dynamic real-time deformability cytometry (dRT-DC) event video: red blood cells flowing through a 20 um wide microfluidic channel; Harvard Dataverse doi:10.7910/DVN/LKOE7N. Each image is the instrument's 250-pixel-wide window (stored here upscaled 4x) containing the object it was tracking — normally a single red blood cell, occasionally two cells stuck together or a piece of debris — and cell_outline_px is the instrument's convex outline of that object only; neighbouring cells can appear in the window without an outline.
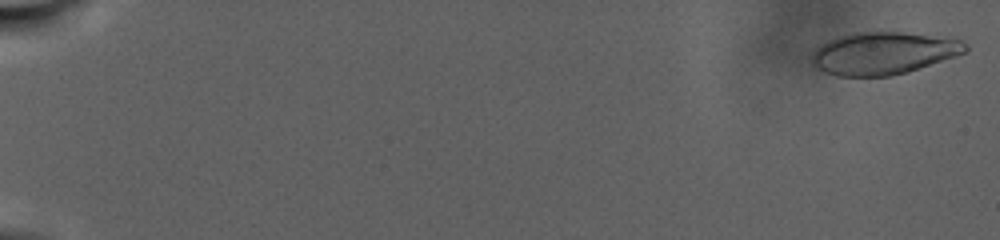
{"species": "human", "species_latin": "Homo sapiens", "temperature_condition": "warm", "stored_images_in_passage": 61, "camera_frame_rate_fps": 3000, "um_per_image_px": 0.085, "donor": {"sex": "male"}, "frame": {"image": 1, "passage_image": 2, "time_ms": 0.333, "image_size_px": [1000, 240], "cell_outline_px": [[968, 52], [908, 72], [892, 76], [836, 76], [824, 72], [816, 68], [812, 64], [812, 52], [816, 48], [828, 40], [836, 36], [852, 32], [900, 32], [960, 40], [968, 44]], "centroid_in_image_um": [75.05, 4.53], "position_along_channel_um": 9.9, "area_um2": 38.03}}
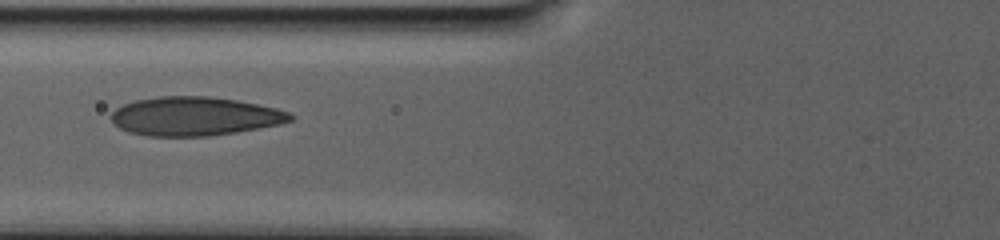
{"frame": {"image": 2, "passage_image": 34, "time_ms": 14.667, "image_size_px": [1000, 240], "cell_outline_px": [[296, 116], [292, 120], [280, 124], [260, 128], [236, 132], [208, 136], [148, 136], [128, 132], [120, 128], [112, 120], [112, 112], [116, 108], [124, 104], [136, 100], [160, 96], [208, 96], [236, 100], [276, 108], [288, 112]], "centroid_in_image_um": [16.56, 9.88], "position_along_channel_um": 109.2, "area_um2": 40.4}}
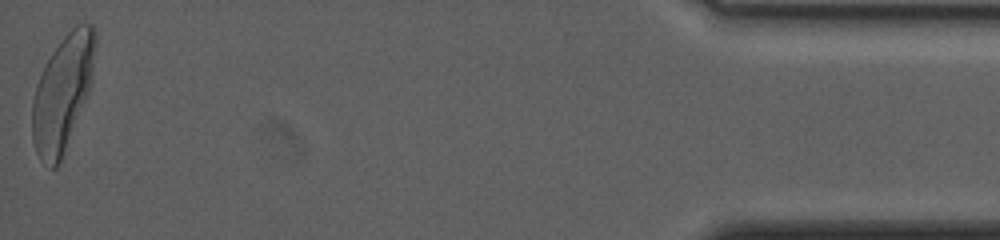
{"frame": {"image": 3, "passage_image": 61, "time_ms": 33.0, "image_size_px": [1000, 240], "cell_outline_px": [[96, 44], [92, 84], [60, 160], [56, 168], [52, 168], [40, 160], [36, 152], [32, 140], [32, 100], [36, 84], [44, 64], [60, 40], [76, 24], [92, 24], [96, 32]], "centroid_in_image_um": [5.32, 7.85], "position_along_channel_um": 429.9, "area_um2": 42.37}, "authors_computed_cell_mechanics": {"area_um2": 38.4948, "velocity_mm_per_s": 2.1742, "shape_relaxation_time_tau1_ms": 7.5337, "shape_relaxation_time_tau2_ms": null, "deformation_change_tau1": 0.2174, "deformation_change_tau2": null}}